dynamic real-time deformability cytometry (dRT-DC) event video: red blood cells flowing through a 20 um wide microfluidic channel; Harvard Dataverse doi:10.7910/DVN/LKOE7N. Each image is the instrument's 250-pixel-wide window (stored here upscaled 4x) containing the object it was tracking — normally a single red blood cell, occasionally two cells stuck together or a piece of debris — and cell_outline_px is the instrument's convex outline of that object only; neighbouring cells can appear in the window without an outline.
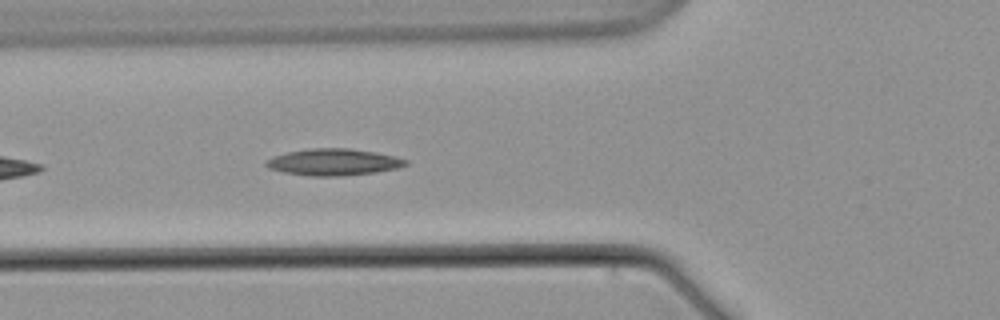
{"species": "common noctule bat (a hibernating species)", "species_latin": "Nyctalus noctula", "temperature_condition": "warm", "stored_images_in_passage": 6, "camera_frame_rate_fps": 3000, "um_per_image_px": 0.085, "animal": {"sex": "male", "body_mass_g": 21.5, "forearm_length_mm": 52.0}, "frame": {"image": 1, "passage_image": 6, "time_ms": 7.667, "image_size_px": [1000, 320], "cell_outline_px": [[408, 164], [400, 168], [376, 172], [340, 176], [312, 176], [284, 172], [268, 168], [264, 164], [272, 156], [288, 152], [308, 148], [348, 148], [376, 152], [396, 156], [408, 160]], "centroid_in_image_um": [28.38, 13.77], "position_along_channel_um": 97.4, "area_um2": 21.79}}